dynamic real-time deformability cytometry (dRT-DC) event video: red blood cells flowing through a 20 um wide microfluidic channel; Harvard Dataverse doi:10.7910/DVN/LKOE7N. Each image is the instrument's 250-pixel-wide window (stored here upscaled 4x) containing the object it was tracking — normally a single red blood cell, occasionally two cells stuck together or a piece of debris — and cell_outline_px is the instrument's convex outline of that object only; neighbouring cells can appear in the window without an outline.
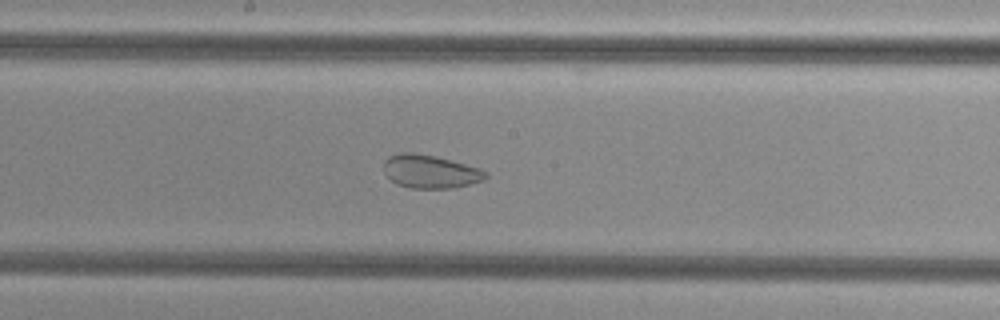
{"species": "common noctule bat (a hibernating species)", "species_latin": "Nyctalus noctula", "temperature_condition": "cold", "stored_images_in_passage": 39, "camera_frame_rate_fps": 3000, "um_per_image_px": 0.085, "animal": {"sex": "female", "body_mass_g": 29.2, "forearm_length_mm": 56.3}, "frame": {"image": 1, "passage_image": 15, "time_ms": 4.667, "image_size_px": [1000, 320], "cell_outline_px": [[488, 176], [484, 180], [452, 188], [412, 188], [396, 184], [384, 172], [384, 160], [388, 156], [400, 152], [412, 152], [436, 156], [480, 168], [488, 172]], "centroid_in_image_um": [36.57, 14.57], "position_along_channel_um": 211.6, "area_um2": 19.83}}
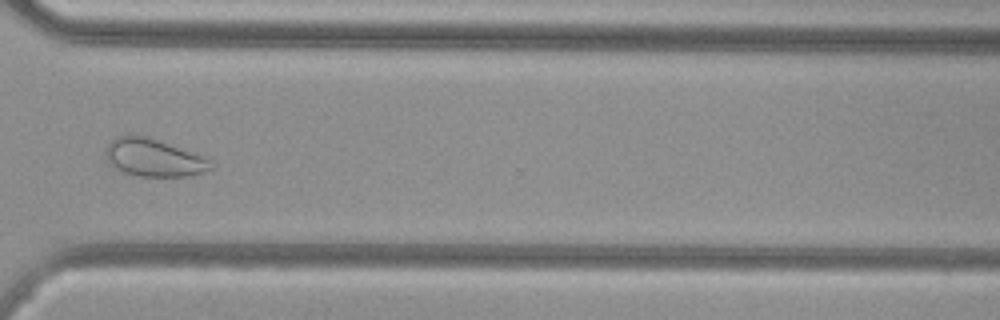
{"frame": {"image": 2, "passage_image": 26, "time_ms": 8.333, "image_size_px": [1000, 320], "cell_outline_px": [[216, 164], [212, 168], [204, 172], [188, 176], [140, 176], [124, 172], [116, 168], [104, 156], [104, 148], [116, 136], [132, 132], [156, 140], [212, 160]], "centroid_in_image_um": [13.02, 13.39], "position_along_channel_um": 357.6, "area_um2": 23.0}}
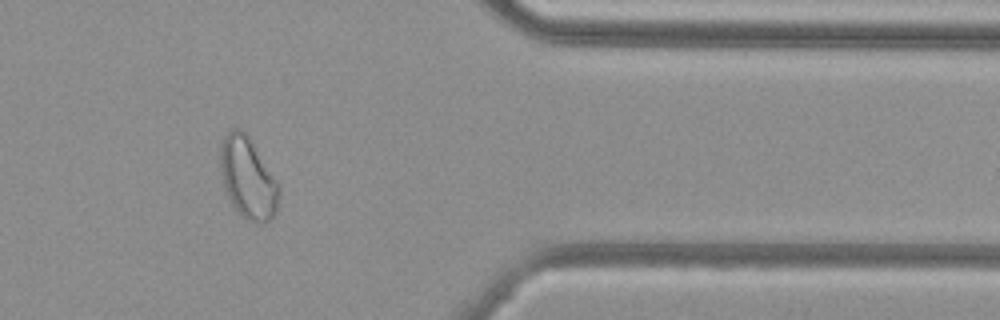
{"frame": {"image": 3, "passage_image": 30, "time_ms": 9.667, "image_size_px": [1000, 320], "cell_outline_px": [[280, 196], [276, 212], [264, 224], [256, 224], [248, 220], [236, 212], [224, 188], [220, 172], [220, 144], [224, 136], [232, 128], [240, 128], [248, 136], [280, 184]], "centroid_in_image_um": [21.07, 15.15], "position_along_channel_um": 390.3, "area_um2": 28.15}}